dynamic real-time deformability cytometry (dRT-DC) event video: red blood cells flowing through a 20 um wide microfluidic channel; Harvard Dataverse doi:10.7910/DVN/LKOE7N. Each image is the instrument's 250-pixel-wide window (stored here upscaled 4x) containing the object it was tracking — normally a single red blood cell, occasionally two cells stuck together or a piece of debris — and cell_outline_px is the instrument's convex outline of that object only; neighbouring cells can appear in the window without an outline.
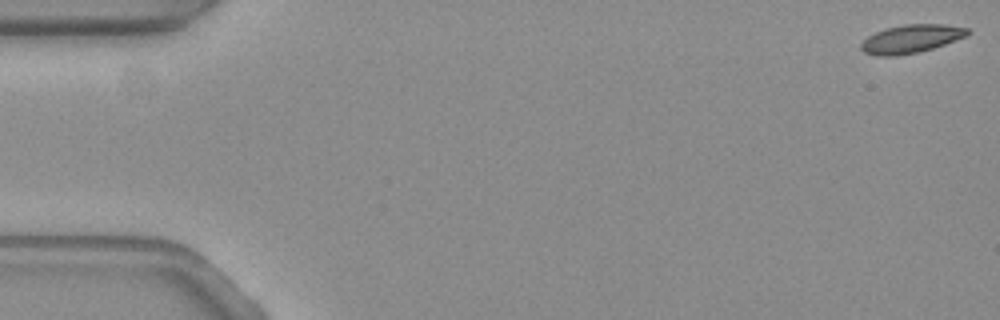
{"species": "common noctule bat (a hibernating species)", "species_latin": "Nyctalus noctula", "temperature_condition": "warm", "stored_images_in_passage": 13, "camera_frame_rate_fps": 3000, "um_per_image_px": 0.085, "animal": {"sex": "female", "body_mass_g": 19.3, "forearm_length_mm": 54.1}, "frame": {"image": 1, "passage_image": 1, "time_ms": 0.0, "image_size_px": [1000, 320], "cell_outline_px": [[972, 32], [964, 36], [944, 44], [932, 48], [916, 52], [896, 56], [880, 56], [864, 52], [860, 48], [860, 44], [868, 36], [876, 32], [888, 28], [904, 24], [944, 24], [968, 28]], "centroid_in_image_um": [77.43, 3.29], "position_along_channel_um": 7.6, "area_um2": 17.28}}